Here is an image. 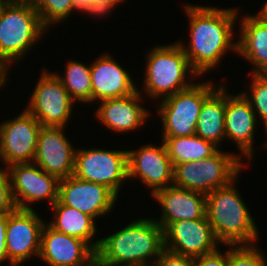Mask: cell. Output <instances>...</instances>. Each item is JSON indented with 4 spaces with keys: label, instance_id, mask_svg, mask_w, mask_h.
Returning <instances> with one entry per match:
<instances>
[{
    "label": "cell",
    "instance_id": "cell-29",
    "mask_svg": "<svg viewBox=\"0 0 267 266\" xmlns=\"http://www.w3.org/2000/svg\"><path fill=\"white\" fill-rule=\"evenodd\" d=\"M228 266H267L265 257L255 245H231Z\"/></svg>",
    "mask_w": 267,
    "mask_h": 266
},
{
    "label": "cell",
    "instance_id": "cell-33",
    "mask_svg": "<svg viewBox=\"0 0 267 266\" xmlns=\"http://www.w3.org/2000/svg\"><path fill=\"white\" fill-rule=\"evenodd\" d=\"M91 1V14L103 15L107 14L117 3L123 0H90Z\"/></svg>",
    "mask_w": 267,
    "mask_h": 266
},
{
    "label": "cell",
    "instance_id": "cell-7",
    "mask_svg": "<svg viewBox=\"0 0 267 266\" xmlns=\"http://www.w3.org/2000/svg\"><path fill=\"white\" fill-rule=\"evenodd\" d=\"M215 89L211 82L198 83L163 99L158 109L163 137L195 135L202 104Z\"/></svg>",
    "mask_w": 267,
    "mask_h": 266
},
{
    "label": "cell",
    "instance_id": "cell-27",
    "mask_svg": "<svg viewBox=\"0 0 267 266\" xmlns=\"http://www.w3.org/2000/svg\"><path fill=\"white\" fill-rule=\"evenodd\" d=\"M43 26L66 20L76 8L73 0H31ZM48 26V27H47Z\"/></svg>",
    "mask_w": 267,
    "mask_h": 266
},
{
    "label": "cell",
    "instance_id": "cell-23",
    "mask_svg": "<svg viewBox=\"0 0 267 266\" xmlns=\"http://www.w3.org/2000/svg\"><path fill=\"white\" fill-rule=\"evenodd\" d=\"M203 102L195 135L219 147L225 138V88L218 86Z\"/></svg>",
    "mask_w": 267,
    "mask_h": 266
},
{
    "label": "cell",
    "instance_id": "cell-31",
    "mask_svg": "<svg viewBox=\"0 0 267 266\" xmlns=\"http://www.w3.org/2000/svg\"><path fill=\"white\" fill-rule=\"evenodd\" d=\"M152 266H194V259L164 249Z\"/></svg>",
    "mask_w": 267,
    "mask_h": 266
},
{
    "label": "cell",
    "instance_id": "cell-32",
    "mask_svg": "<svg viewBox=\"0 0 267 266\" xmlns=\"http://www.w3.org/2000/svg\"><path fill=\"white\" fill-rule=\"evenodd\" d=\"M194 266H228V251L224 255L216 251L194 258Z\"/></svg>",
    "mask_w": 267,
    "mask_h": 266
},
{
    "label": "cell",
    "instance_id": "cell-4",
    "mask_svg": "<svg viewBox=\"0 0 267 266\" xmlns=\"http://www.w3.org/2000/svg\"><path fill=\"white\" fill-rule=\"evenodd\" d=\"M45 30L31 0H6L0 11V58L8 66L21 60Z\"/></svg>",
    "mask_w": 267,
    "mask_h": 266
},
{
    "label": "cell",
    "instance_id": "cell-34",
    "mask_svg": "<svg viewBox=\"0 0 267 266\" xmlns=\"http://www.w3.org/2000/svg\"><path fill=\"white\" fill-rule=\"evenodd\" d=\"M8 223V214L0 216V262L7 260L6 250V231Z\"/></svg>",
    "mask_w": 267,
    "mask_h": 266
},
{
    "label": "cell",
    "instance_id": "cell-26",
    "mask_svg": "<svg viewBox=\"0 0 267 266\" xmlns=\"http://www.w3.org/2000/svg\"><path fill=\"white\" fill-rule=\"evenodd\" d=\"M65 76H58L70 97L75 101L92 103V84L90 66L77 61L66 64Z\"/></svg>",
    "mask_w": 267,
    "mask_h": 266
},
{
    "label": "cell",
    "instance_id": "cell-17",
    "mask_svg": "<svg viewBox=\"0 0 267 266\" xmlns=\"http://www.w3.org/2000/svg\"><path fill=\"white\" fill-rule=\"evenodd\" d=\"M128 178L139 176L152 188V196L173 183L174 166L162 142L161 146L144 145L139 150H128Z\"/></svg>",
    "mask_w": 267,
    "mask_h": 266
},
{
    "label": "cell",
    "instance_id": "cell-22",
    "mask_svg": "<svg viewBox=\"0 0 267 266\" xmlns=\"http://www.w3.org/2000/svg\"><path fill=\"white\" fill-rule=\"evenodd\" d=\"M237 53L255 65L253 74H267V17L260 12L241 21Z\"/></svg>",
    "mask_w": 267,
    "mask_h": 266
},
{
    "label": "cell",
    "instance_id": "cell-11",
    "mask_svg": "<svg viewBox=\"0 0 267 266\" xmlns=\"http://www.w3.org/2000/svg\"><path fill=\"white\" fill-rule=\"evenodd\" d=\"M38 167V168H37ZM12 197L17 209H32L26 203L48 199L52 206L58 200L59 179L33 163L7 167Z\"/></svg>",
    "mask_w": 267,
    "mask_h": 266
},
{
    "label": "cell",
    "instance_id": "cell-38",
    "mask_svg": "<svg viewBox=\"0 0 267 266\" xmlns=\"http://www.w3.org/2000/svg\"><path fill=\"white\" fill-rule=\"evenodd\" d=\"M6 0H0V11H1V6Z\"/></svg>",
    "mask_w": 267,
    "mask_h": 266
},
{
    "label": "cell",
    "instance_id": "cell-6",
    "mask_svg": "<svg viewBox=\"0 0 267 266\" xmlns=\"http://www.w3.org/2000/svg\"><path fill=\"white\" fill-rule=\"evenodd\" d=\"M241 157L218 150L204 160L176 164L172 184L207 195L235 180L242 170Z\"/></svg>",
    "mask_w": 267,
    "mask_h": 266
},
{
    "label": "cell",
    "instance_id": "cell-16",
    "mask_svg": "<svg viewBox=\"0 0 267 266\" xmlns=\"http://www.w3.org/2000/svg\"><path fill=\"white\" fill-rule=\"evenodd\" d=\"M64 127L42 126L33 163L59 180L73 175L75 151Z\"/></svg>",
    "mask_w": 267,
    "mask_h": 266
},
{
    "label": "cell",
    "instance_id": "cell-20",
    "mask_svg": "<svg viewBox=\"0 0 267 266\" xmlns=\"http://www.w3.org/2000/svg\"><path fill=\"white\" fill-rule=\"evenodd\" d=\"M257 116L243 94L226 95L225 90V137L233 140L240 151L250 160L253 157V138Z\"/></svg>",
    "mask_w": 267,
    "mask_h": 266
},
{
    "label": "cell",
    "instance_id": "cell-14",
    "mask_svg": "<svg viewBox=\"0 0 267 266\" xmlns=\"http://www.w3.org/2000/svg\"><path fill=\"white\" fill-rule=\"evenodd\" d=\"M117 197L107 186L84 181L74 175L59 181L58 200L63 205L74 207L91 216L94 220L110 212Z\"/></svg>",
    "mask_w": 267,
    "mask_h": 266
},
{
    "label": "cell",
    "instance_id": "cell-15",
    "mask_svg": "<svg viewBox=\"0 0 267 266\" xmlns=\"http://www.w3.org/2000/svg\"><path fill=\"white\" fill-rule=\"evenodd\" d=\"M39 257L49 266H96V251L85 241L44 225Z\"/></svg>",
    "mask_w": 267,
    "mask_h": 266
},
{
    "label": "cell",
    "instance_id": "cell-28",
    "mask_svg": "<svg viewBox=\"0 0 267 266\" xmlns=\"http://www.w3.org/2000/svg\"><path fill=\"white\" fill-rule=\"evenodd\" d=\"M250 91L252 95L243 92L244 97L249 101L255 114L259 115L267 129V74H253ZM257 111V112H256Z\"/></svg>",
    "mask_w": 267,
    "mask_h": 266
},
{
    "label": "cell",
    "instance_id": "cell-36",
    "mask_svg": "<svg viewBox=\"0 0 267 266\" xmlns=\"http://www.w3.org/2000/svg\"><path fill=\"white\" fill-rule=\"evenodd\" d=\"M9 66L0 58V88L3 86L6 81V74H8Z\"/></svg>",
    "mask_w": 267,
    "mask_h": 266
},
{
    "label": "cell",
    "instance_id": "cell-1",
    "mask_svg": "<svg viewBox=\"0 0 267 266\" xmlns=\"http://www.w3.org/2000/svg\"><path fill=\"white\" fill-rule=\"evenodd\" d=\"M185 12L190 22V41L185 52L194 72L200 76L214 69L223 54L232 48L237 52V44L232 42L233 27L237 19V9H219L187 5Z\"/></svg>",
    "mask_w": 267,
    "mask_h": 266
},
{
    "label": "cell",
    "instance_id": "cell-18",
    "mask_svg": "<svg viewBox=\"0 0 267 266\" xmlns=\"http://www.w3.org/2000/svg\"><path fill=\"white\" fill-rule=\"evenodd\" d=\"M161 205L162 216L156 222L163 230L178 220H195L206 216V195L170 185L154 195Z\"/></svg>",
    "mask_w": 267,
    "mask_h": 266
},
{
    "label": "cell",
    "instance_id": "cell-19",
    "mask_svg": "<svg viewBox=\"0 0 267 266\" xmlns=\"http://www.w3.org/2000/svg\"><path fill=\"white\" fill-rule=\"evenodd\" d=\"M92 102L131 96L137 88L121 65L110 55H102L90 66Z\"/></svg>",
    "mask_w": 267,
    "mask_h": 266
},
{
    "label": "cell",
    "instance_id": "cell-24",
    "mask_svg": "<svg viewBox=\"0 0 267 266\" xmlns=\"http://www.w3.org/2000/svg\"><path fill=\"white\" fill-rule=\"evenodd\" d=\"M55 212L54 221L48 224L57 232L77 237L87 242L95 251H97L100 240L90 241L96 233L95 220L74 207L63 205L57 200L51 206Z\"/></svg>",
    "mask_w": 267,
    "mask_h": 266
},
{
    "label": "cell",
    "instance_id": "cell-21",
    "mask_svg": "<svg viewBox=\"0 0 267 266\" xmlns=\"http://www.w3.org/2000/svg\"><path fill=\"white\" fill-rule=\"evenodd\" d=\"M140 91L131 96L102 100L97 109V118L103 125L115 132H128L140 127L148 116V111L139 104Z\"/></svg>",
    "mask_w": 267,
    "mask_h": 266
},
{
    "label": "cell",
    "instance_id": "cell-35",
    "mask_svg": "<svg viewBox=\"0 0 267 266\" xmlns=\"http://www.w3.org/2000/svg\"><path fill=\"white\" fill-rule=\"evenodd\" d=\"M76 10L88 12L91 14V1L90 0H73Z\"/></svg>",
    "mask_w": 267,
    "mask_h": 266
},
{
    "label": "cell",
    "instance_id": "cell-3",
    "mask_svg": "<svg viewBox=\"0 0 267 266\" xmlns=\"http://www.w3.org/2000/svg\"><path fill=\"white\" fill-rule=\"evenodd\" d=\"M234 183L206 195V216L220 243L250 245L257 240L258 229Z\"/></svg>",
    "mask_w": 267,
    "mask_h": 266
},
{
    "label": "cell",
    "instance_id": "cell-25",
    "mask_svg": "<svg viewBox=\"0 0 267 266\" xmlns=\"http://www.w3.org/2000/svg\"><path fill=\"white\" fill-rule=\"evenodd\" d=\"M162 138L173 166L180 163L204 160L219 150L212 142L206 141L197 135Z\"/></svg>",
    "mask_w": 267,
    "mask_h": 266
},
{
    "label": "cell",
    "instance_id": "cell-37",
    "mask_svg": "<svg viewBox=\"0 0 267 266\" xmlns=\"http://www.w3.org/2000/svg\"><path fill=\"white\" fill-rule=\"evenodd\" d=\"M260 13H261L263 16L267 17V2L265 3L264 8H262V9L260 10Z\"/></svg>",
    "mask_w": 267,
    "mask_h": 266
},
{
    "label": "cell",
    "instance_id": "cell-12",
    "mask_svg": "<svg viewBox=\"0 0 267 266\" xmlns=\"http://www.w3.org/2000/svg\"><path fill=\"white\" fill-rule=\"evenodd\" d=\"M44 225L34 209L16 208L8 214L6 250L12 266H18L33 254L39 256Z\"/></svg>",
    "mask_w": 267,
    "mask_h": 266
},
{
    "label": "cell",
    "instance_id": "cell-10",
    "mask_svg": "<svg viewBox=\"0 0 267 266\" xmlns=\"http://www.w3.org/2000/svg\"><path fill=\"white\" fill-rule=\"evenodd\" d=\"M41 123L26 109L0 125V157L7 166L33 163Z\"/></svg>",
    "mask_w": 267,
    "mask_h": 266
},
{
    "label": "cell",
    "instance_id": "cell-9",
    "mask_svg": "<svg viewBox=\"0 0 267 266\" xmlns=\"http://www.w3.org/2000/svg\"><path fill=\"white\" fill-rule=\"evenodd\" d=\"M26 109L42 126L64 127L72 113L74 100L56 74H41Z\"/></svg>",
    "mask_w": 267,
    "mask_h": 266
},
{
    "label": "cell",
    "instance_id": "cell-13",
    "mask_svg": "<svg viewBox=\"0 0 267 266\" xmlns=\"http://www.w3.org/2000/svg\"><path fill=\"white\" fill-rule=\"evenodd\" d=\"M218 244L220 242L207 216L195 220H178L164 229L165 249L193 259L216 251Z\"/></svg>",
    "mask_w": 267,
    "mask_h": 266
},
{
    "label": "cell",
    "instance_id": "cell-2",
    "mask_svg": "<svg viewBox=\"0 0 267 266\" xmlns=\"http://www.w3.org/2000/svg\"><path fill=\"white\" fill-rule=\"evenodd\" d=\"M164 249L163 228L156 220L140 218L100 239L96 266H149V258L155 262Z\"/></svg>",
    "mask_w": 267,
    "mask_h": 266
},
{
    "label": "cell",
    "instance_id": "cell-8",
    "mask_svg": "<svg viewBox=\"0 0 267 266\" xmlns=\"http://www.w3.org/2000/svg\"><path fill=\"white\" fill-rule=\"evenodd\" d=\"M73 175L103 184L118 196L121 183L128 179V152L96 148L75 150Z\"/></svg>",
    "mask_w": 267,
    "mask_h": 266
},
{
    "label": "cell",
    "instance_id": "cell-5",
    "mask_svg": "<svg viewBox=\"0 0 267 266\" xmlns=\"http://www.w3.org/2000/svg\"><path fill=\"white\" fill-rule=\"evenodd\" d=\"M189 71L198 77L179 42L156 46L147 56L143 87L152 99L172 96L193 85L185 81Z\"/></svg>",
    "mask_w": 267,
    "mask_h": 266
},
{
    "label": "cell",
    "instance_id": "cell-30",
    "mask_svg": "<svg viewBox=\"0 0 267 266\" xmlns=\"http://www.w3.org/2000/svg\"><path fill=\"white\" fill-rule=\"evenodd\" d=\"M15 209L8 170L0 168V216L9 214Z\"/></svg>",
    "mask_w": 267,
    "mask_h": 266
}]
</instances>
